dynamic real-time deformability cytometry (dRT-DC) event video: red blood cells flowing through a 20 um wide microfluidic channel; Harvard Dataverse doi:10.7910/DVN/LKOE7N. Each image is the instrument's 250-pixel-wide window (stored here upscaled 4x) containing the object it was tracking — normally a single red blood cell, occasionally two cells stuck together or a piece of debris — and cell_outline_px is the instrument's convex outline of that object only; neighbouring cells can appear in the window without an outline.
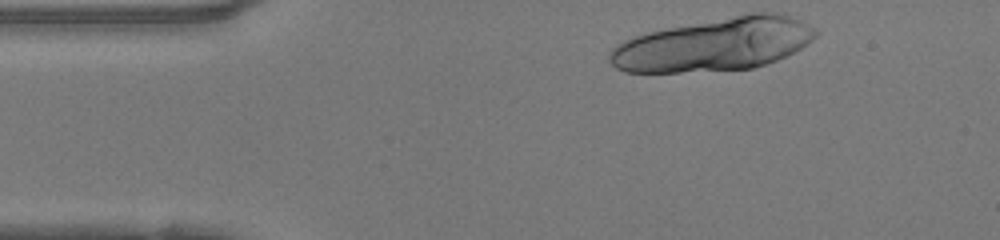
{"species": "human", "species_latin": "Homo sapiens", "temperature_condition": "warm", "stored_images_in_passage": 10, "camera_frame_rate_fps": 3000, "um_per_image_px": 0.085, "donor": {"sex": "female"}, "frame": {"image": 1, "passage_image": 1, "time_ms": 0.0, "image_size_px": [1000, 240], "cell_outline_px": [[820, 32], [808, 44], [776, 60], [752, 68], [680, 72], [624, 72], [616, 68], [608, 60], [608, 56], [612, 48], [624, 40], [632, 36], [648, 32], [748, 12], [776, 12], [800, 20], [816, 28]], "centroid_in_image_um": [60.7, 3.77], "position_along_channel_um": 24.3, "area_um2": 63.52}}